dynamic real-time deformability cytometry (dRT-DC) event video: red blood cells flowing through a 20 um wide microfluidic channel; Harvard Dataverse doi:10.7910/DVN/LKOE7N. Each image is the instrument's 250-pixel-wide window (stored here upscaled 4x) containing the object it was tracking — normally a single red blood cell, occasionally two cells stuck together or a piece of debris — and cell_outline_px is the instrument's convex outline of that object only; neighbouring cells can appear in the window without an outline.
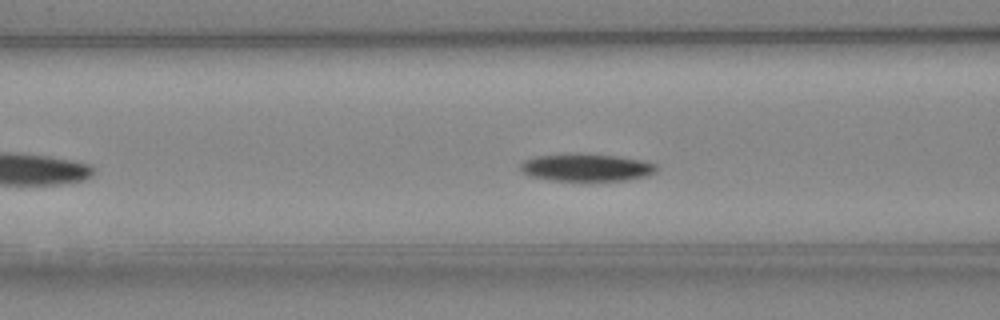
{"species": "Egyptian fruit bat (a non-hibernating species)", "species_latin": "Rousettus aegyptiacus", "temperature_condition": "cold", "stored_images_in_passage": 42, "camera_frame_rate_fps": 3000, "um_per_image_px": 0.085, "animal": {"sex": "female"}, "frame": {"image": 1, "passage_image": 11, "time_ms": 3.333, "image_size_px": [1000, 320], "cell_outline_px": [[656, 172], [648, 176], [628, 180], [552, 180], [532, 176], [520, 172], [520, 164], [524, 160], [536, 156], [572, 152], [576, 152], [616, 156], [640, 160], [656, 164]], "centroid_in_image_um": [49.82, 14.21], "position_along_channel_um": 116.8, "area_um2": 21.96}}
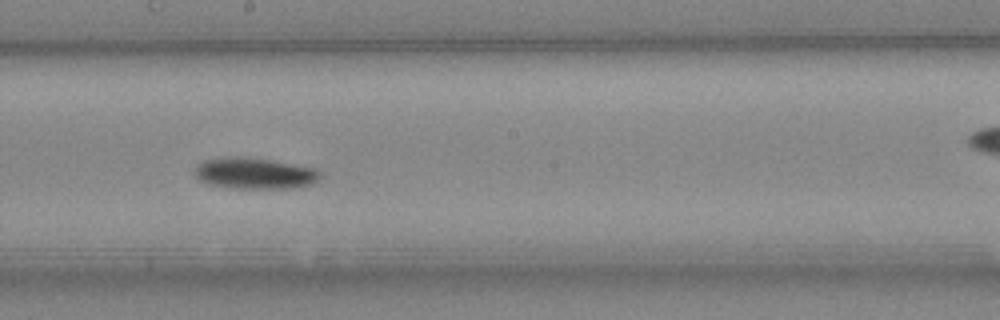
{"frame": {"image": 2, "passage_image": 19, "time_ms": 6.0, "image_size_px": [1000, 320], "cell_outline_px": [[320, 176], [312, 184], [292, 188], [232, 188], [208, 184], [200, 180], [192, 172], [196, 164], [204, 160], [224, 156], [236, 156], [268, 160], [312, 168], [320, 172]], "centroid_in_image_um": [21.54, 14.73], "position_along_channel_um": 226.7, "area_um2": 22.66}}
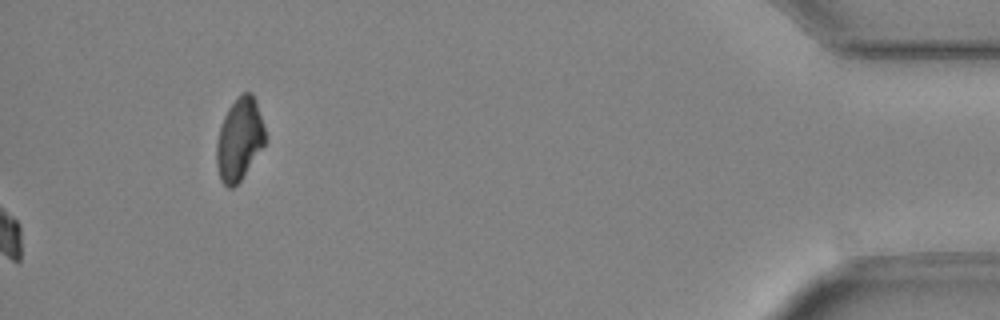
{"frame": {"image": 3, "passage_image": 42, "time_ms": 13.667, "image_size_px": [1000, 320], "cell_outline_px": [[264, 144], [240, 180], [232, 188], [228, 188], [220, 180], [216, 164], [216, 140], [220, 124], [228, 108], [244, 92], [252, 92], [256, 100], [264, 128]], "centroid_in_image_um": [20.31, 11.84], "position_along_channel_um": 414.9, "area_um2": 23.0}}